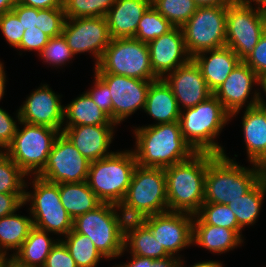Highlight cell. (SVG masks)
I'll use <instances>...</instances> for the list:
<instances>
[{
	"label": "cell",
	"mask_w": 266,
	"mask_h": 267,
	"mask_svg": "<svg viewBox=\"0 0 266 267\" xmlns=\"http://www.w3.org/2000/svg\"><path fill=\"white\" fill-rule=\"evenodd\" d=\"M137 165L166 168L190 159L196 152L182 136L178 121L135 129Z\"/></svg>",
	"instance_id": "1"
},
{
	"label": "cell",
	"mask_w": 266,
	"mask_h": 267,
	"mask_svg": "<svg viewBox=\"0 0 266 267\" xmlns=\"http://www.w3.org/2000/svg\"><path fill=\"white\" fill-rule=\"evenodd\" d=\"M253 167L255 169L242 167L229 159L225 153H209L204 182V203L229 205L245 195L266 175L265 168L256 164H253Z\"/></svg>",
	"instance_id": "2"
},
{
	"label": "cell",
	"mask_w": 266,
	"mask_h": 267,
	"mask_svg": "<svg viewBox=\"0 0 266 267\" xmlns=\"http://www.w3.org/2000/svg\"><path fill=\"white\" fill-rule=\"evenodd\" d=\"M209 153H195L190 159L164 168L168 211L195 215L204 203V182Z\"/></svg>",
	"instance_id": "3"
},
{
	"label": "cell",
	"mask_w": 266,
	"mask_h": 267,
	"mask_svg": "<svg viewBox=\"0 0 266 267\" xmlns=\"http://www.w3.org/2000/svg\"><path fill=\"white\" fill-rule=\"evenodd\" d=\"M180 111L179 124L182 136L196 153L224 154L214 139L230 120V113L211 95L195 107Z\"/></svg>",
	"instance_id": "4"
},
{
	"label": "cell",
	"mask_w": 266,
	"mask_h": 267,
	"mask_svg": "<svg viewBox=\"0 0 266 267\" xmlns=\"http://www.w3.org/2000/svg\"><path fill=\"white\" fill-rule=\"evenodd\" d=\"M119 208L126 220H140L146 216L168 212L164 168L137 165Z\"/></svg>",
	"instance_id": "5"
},
{
	"label": "cell",
	"mask_w": 266,
	"mask_h": 267,
	"mask_svg": "<svg viewBox=\"0 0 266 267\" xmlns=\"http://www.w3.org/2000/svg\"><path fill=\"white\" fill-rule=\"evenodd\" d=\"M137 166L133 151L115 152L90 163L87 183L102 203L120 205Z\"/></svg>",
	"instance_id": "6"
},
{
	"label": "cell",
	"mask_w": 266,
	"mask_h": 267,
	"mask_svg": "<svg viewBox=\"0 0 266 267\" xmlns=\"http://www.w3.org/2000/svg\"><path fill=\"white\" fill-rule=\"evenodd\" d=\"M119 205L101 203L94 210L76 217L73 230L88 236L104 258L122 255L126 219L119 216Z\"/></svg>",
	"instance_id": "7"
},
{
	"label": "cell",
	"mask_w": 266,
	"mask_h": 267,
	"mask_svg": "<svg viewBox=\"0 0 266 267\" xmlns=\"http://www.w3.org/2000/svg\"><path fill=\"white\" fill-rule=\"evenodd\" d=\"M95 73H113L140 80L160 79L151 67L147 43L135 38L111 39L95 66Z\"/></svg>",
	"instance_id": "8"
},
{
	"label": "cell",
	"mask_w": 266,
	"mask_h": 267,
	"mask_svg": "<svg viewBox=\"0 0 266 267\" xmlns=\"http://www.w3.org/2000/svg\"><path fill=\"white\" fill-rule=\"evenodd\" d=\"M19 122L24 128H17L5 153L26 176L30 173H34L35 176L44 168L54 142L61 132L47 126Z\"/></svg>",
	"instance_id": "9"
},
{
	"label": "cell",
	"mask_w": 266,
	"mask_h": 267,
	"mask_svg": "<svg viewBox=\"0 0 266 267\" xmlns=\"http://www.w3.org/2000/svg\"><path fill=\"white\" fill-rule=\"evenodd\" d=\"M227 6L198 7L181 27L187 52L197 54L226 45Z\"/></svg>",
	"instance_id": "10"
},
{
	"label": "cell",
	"mask_w": 266,
	"mask_h": 267,
	"mask_svg": "<svg viewBox=\"0 0 266 267\" xmlns=\"http://www.w3.org/2000/svg\"><path fill=\"white\" fill-rule=\"evenodd\" d=\"M32 183L34 194L25 192L24 204L32 201L30 212L33 226L66 236L73 229V219L61 203L59 184L50 183L36 175Z\"/></svg>",
	"instance_id": "11"
},
{
	"label": "cell",
	"mask_w": 266,
	"mask_h": 267,
	"mask_svg": "<svg viewBox=\"0 0 266 267\" xmlns=\"http://www.w3.org/2000/svg\"><path fill=\"white\" fill-rule=\"evenodd\" d=\"M264 15L244 0H232L227 5L226 45L243 61L265 32Z\"/></svg>",
	"instance_id": "12"
},
{
	"label": "cell",
	"mask_w": 266,
	"mask_h": 267,
	"mask_svg": "<svg viewBox=\"0 0 266 267\" xmlns=\"http://www.w3.org/2000/svg\"><path fill=\"white\" fill-rule=\"evenodd\" d=\"M90 161L60 133L48 155L44 168L36 175L50 183H79L87 181Z\"/></svg>",
	"instance_id": "13"
},
{
	"label": "cell",
	"mask_w": 266,
	"mask_h": 267,
	"mask_svg": "<svg viewBox=\"0 0 266 267\" xmlns=\"http://www.w3.org/2000/svg\"><path fill=\"white\" fill-rule=\"evenodd\" d=\"M62 35L74 55L84 52L95 55V66L111 41L105 16L66 18Z\"/></svg>",
	"instance_id": "14"
},
{
	"label": "cell",
	"mask_w": 266,
	"mask_h": 267,
	"mask_svg": "<svg viewBox=\"0 0 266 267\" xmlns=\"http://www.w3.org/2000/svg\"><path fill=\"white\" fill-rule=\"evenodd\" d=\"M95 74L108 86L111 93L112 121L115 124H120L139 108L144 110L152 80H140L113 73Z\"/></svg>",
	"instance_id": "15"
},
{
	"label": "cell",
	"mask_w": 266,
	"mask_h": 267,
	"mask_svg": "<svg viewBox=\"0 0 266 267\" xmlns=\"http://www.w3.org/2000/svg\"><path fill=\"white\" fill-rule=\"evenodd\" d=\"M194 215L184 212H165L140 219L169 255L190 246Z\"/></svg>",
	"instance_id": "16"
},
{
	"label": "cell",
	"mask_w": 266,
	"mask_h": 267,
	"mask_svg": "<svg viewBox=\"0 0 266 267\" xmlns=\"http://www.w3.org/2000/svg\"><path fill=\"white\" fill-rule=\"evenodd\" d=\"M18 121L57 129L62 133L64 124V106L60 96L56 95L48 85L35 90L26 99L17 113Z\"/></svg>",
	"instance_id": "17"
},
{
	"label": "cell",
	"mask_w": 266,
	"mask_h": 267,
	"mask_svg": "<svg viewBox=\"0 0 266 267\" xmlns=\"http://www.w3.org/2000/svg\"><path fill=\"white\" fill-rule=\"evenodd\" d=\"M147 45L151 67L159 78H163L164 74L176 70L192 59L187 52L181 27H173L167 33L148 42Z\"/></svg>",
	"instance_id": "18"
},
{
	"label": "cell",
	"mask_w": 266,
	"mask_h": 267,
	"mask_svg": "<svg viewBox=\"0 0 266 267\" xmlns=\"http://www.w3.org/2000/svg\"><path fill=\"white\" fill-rule=\"evenodd\" d=\"M167 76L164 75L162 79L173 91L180 111V103L185 109L192 108L213 95L200 68L192 59Z\"/></svg>",
	"instance_id": "19"
},
{
	"label": "cell",
	"mask_w": 266,
	"mask_h": 267,
	"mask_svg": "<svg viewBox=\"0 0 266 267\" xmlns=\"http://www.w3.org/2000/svg\"><path fill=\"white\" fill-rule=\"evenodd\" d=\"M112 125H80L62 128V133L90 162L110 156L107 152L113 139Z\"/></svg>",
	"instance_id": "20"
},
{
	"label": "cell",
	"mask_w": 266,
	"mask_h": 267,
	"mask_svg": "<svg viewBox=\"0 0 266 267\" xmlns=\"http://www.w3.org/2000/svg\"><path fill=\"white\" fill-rule=\"evenodd\" d=\"M255 82L259 84V77L244 61H241L213 95L230 113V117H233L245 105Z\"/></svg>",
	"instance_id": "21"
},
{
	"label": "cell",
	"mask_w": 266,
	"mask_h": 267,
	"mask_svg": "<svg viewBox=\"0 0 266 267\" xmlns=\"http://www.w3.org/2000/svg\"><path fill=\"white\" fill-rule=\"evenodd\" d=\"M259 93L247 105L242 125L249 161L266 169V109L259 104Z\"/></svg>",
	"instance_id": "22"
},
{
	"label": "cell",
	"mask_w": 266,
	"mask_h": 267,
	"mask_svg": "<svg viewBox=\"0 0 266 267\" xmlns=\"http://www.w3.org/2000/svg\"><path fill=\"white\" fill-rule=\"evenodd\" d=\"M151 0H116L106 14L111 39L134 38L138 23Z\"/></svg>",
	"instance_id": "23"
},
{
	"label": "cell",
	"mask_w": 266,
	"mask_h": 267,
	"mask_svg": "<svg viewBox=\"0 0 266 267\" xmlns=\"http://www.w3.org/2000/svg\"><path fill=\"white\" fill-rule=\"evenodd\" d=\"M209 53V57L206 54ZM200 68L209 89L214 92L229 76L232 70L242 61L229 47L204 51L192 58Z\"/></svg>",
	"instance_id": "24"
},
{
	"label": "cell",
	"mask_w": 266,
	"mask_h": 267,
	"mask_svg": "<svg viewBox=\"0 0 266 267\" xmlns=\"http://www.w3.org/2000/svg\"><path fill=\"white\" fill-rule=\"evenodd\" d=\"M144 111L156 119L157 124L179 121L180 109L177 100L162 78L150 84Z\"/></svg>",
	"instance_id": "25"
},
{
	"label": "cell",
	"mask_w": 266,
	"mask_h": 267,
	"mask_svg": "<svg viewBox=\"0 0 266 267\" xmlns=\"http://www.w3.org/2000/svg\"><path fill=\"white\" fill-rule=\"evenodd\" d=\"M130 245L132 255L162 259L169 254L158 240L154 238L151 230L141 220H127L124 228V249Z\"/></svg>",
	"instance_id": "26"
},
{
	"label": "cell",
	"mask_w": 266,
	"mask_h": 267,
	"mask_svg": "<svg viewBox=\"0 0 266 267\" xmlns=\"http://www.w3.org/2000/svg\"><path fill=\"white\" fill-rule=\"evenodd\" d=\"M242 238L234 229L193 223L192 243L202 246L213 253H223L241 244Z\"/></svg>",
	"instance_id": "27"
},
{
	"label": "cell",
	"mask_w": 266,
	"mask_h": 267,
	"mask_svg": "<svg viewBox=\"0 0 266 267\" xmlns=\"http://www.w3.org/2000/svg\"><path fill=\"white\" fill-rule=\"evenodd\" d=\"M48 237L47 231L33 226L28 237L11 258L26 267H43L47 256L57 243Z\"/></svg>",
	"instance_id": "28"
},
{
	"label": "cell",
	"mask_w": 266,
	"mask_h": 267,
	"mask_svg": "<svg viewBox=\"0 0 266 267\" xmlns=\"http://www.w3.org/2000/svg\"><path fill=\"white\" fill-rule=\"evenodd\" d=\"M59 194L62 205L73 220L94 210L102 203L88 186L87 181L59 183Z\"/></svg>",
	"instance_id": "29"
},
{
	"label": "cell",
	"mask_w": 266,
	"mask_h": 267,
	"mask_svg": "<svg viewBox=\"0 0 266 267\" xmlns=\"http://www.w3.org/2000/svg\"><path fill=\"white\" fill-rule=\"evenodd\" d=\"M66 117V118H65ZM65 127L80 125H113L111 118L94 103L87 93L77 97L64 107Z\"/></svg>",
	"instance_id": "30"
},
{
	"label": "cell",
	"mask_w": 266,
	"mask_h": 267,
	"mask_svg": "<svg viewBox=\"0 0 266 267\" xmlns=\"http://www.w3.org/2000/svg\"><path fill=\"white\" fill-rule=\"evenodd\" d=\"M32 227L33 221L30 217L20 216L14 213L1 217L0 256L6 257V251L9 248L11 250H18L28 237L29 231Z\"/></svg>",
	"instance_id": "31"
},
{
	"label": "cell",
	"mask_w": 266,
	"mask_h": 267,
	"mask_svg": "<svg viewBox=\"0 0 266 267\" xmlns=\"http://www.w3.org/2000/svg\"><path fill=\"white\" fill-rule=\"evenodd\" d=\"M266 193V175L245 195L229 204L241 229L254 224Z\"/></svg>",
	"instance_id": "32"
},
{
	"label": "cell",
	"mask_w": 266,
	"mask_h": 267,
	"mask_svg": "<svg viewBox=\"0 0 266 267\" xmlns=\"http://www.w3.org/2000/svg\"><path fill=\"white\" fill-rule=\"evenodd\" d=\"M65 238L67 239L61 241L67 247L77 267H96L100 258H104L88 236L72 229Z\"/></svg>",
	"instance_id": "33"
},
{
	"label": "cell",
	"mask_w": 266,
	"mask_h": 267,
	"mask_svg": "<svg viewBox=\"0 0 266 267\" xmlns=\"http://www.w3.org/2000/svg\"><path fill=\"white\" fill-rule=\"evenodd\" d=\"M194 219L193 223H206L208 225L234 229L239 234L241 233L236 216L229 205L203 203L199 211L194 215Z\"/></svg>",
	"instance_id": "34"
},
{
	"label": "cell",
	"mask_w": 266,
	"mask_h": 267,
	"mask_svg": "<svg viewBox=\"0 0 266 267\" xmlns=\"http://www.w3.org/2000/svg\"><path fill=\"white\" fill-rule=\"evenodd\" d=\"M154 8L174 27H182L195 13L194 0H151Z\"/></svg>",
	"instance_id": "35"
},
{
	"label": "cell",
	"mask_w": 266,
	"mask_h": 267,
	"mask_svg": "<svg viewBox=\"0 0 266 267\" xmlns=\"http://www.w3.org/2000/svg\"><path fill=\"white\" fill-rule=\"evenodd\" d=\"M174 26L151 5L141 17L135 39L148 43L167 33Z\"/></svg>",
	"instance_id": "36"
},
{
	"label": "cell",
	"mask_w": 266,
	"mask_h": 267,
	"mask_svg": "<svg viewBox=\"0 0 266 267\" xmlns=\"http://www.w3.org/2000/svg\"><path fill=\"white\" fill-rule=\"evenodd\" d=\"M116 0H63L66 18L106 16Z\"/></svg>",
	"instance_id": "37"
},
{
	"label": "cell",
	"mask_w": 266,
	"mask_h": 267,
	"mask_svg": "<svg viewBox=\"0 0 266 267\" xmlns=\"http://www.w3.org/2000/svg\"><path fill=\"white\" fill-rule=\"evenodd\" d=\"M25 175L5 152H0V193H25Z\"/></svg>",
	"instance_id": "38"
},
{
	"label": "cell",
	"mask_w": 266,
	"mask_h": 267,
	"mask_svg": "<svg viewBox=\"0 0 266 267\" xmlns=\"http://www.w3.org/2000/svg\"><path fill=\"white\" fill-rule=\"evenodd\" d=\"M66 15L63 7L38 9L37 25L50 38L62 34Z\"/></svg>",
	"instance_id": "39"
},
{
	"label": "cell",
	"mask_w": 266,
	"mask_h": 267,
	"mask_svg": "<svg viewBox=\"0 0 266 267\" xmlns=\"http://www.w3.org/2000/svg\"><path fill=\"white\" fill-rule=\"evenodd\" d=\"M42 59L52 65H64L74 54L64 36L61 34L49 39L44 49L39 53Z\"/></svg>",
	"instance_id": "40"
},
{
	"label": "cell",
	"mask_w": 266,
	"mask_h": 267,
	"mask_svg": "<svg viewBox=\"0 0 266 267\" xmlns=\"http://www.w3.org/2000/svg\"><path fill=\"white\" fill-rule=\"evenodd\" d=\"M0 30L11 46L17 47L23 37L25 29L13 11L0 16Z\"/></svg>",
	"instance_id": "41"
},
{
	"label": "cell",
	"mask_w": 266,
	"mask_h": 267,
	"mask_svg": "<svg viewBox=\"0 0 266 267\" xmlns=\"http://www.w3.org/2000/svg\"><path fill=\"white\" fill-rule=\"evenodd\" d=\"M95 86L91 91L86 93L94 103L105 112L112 120V99L108 86L95 74Z\"/></svg>",
	"instance_id": "42"
},
{
	"label": "cell",
	"mask_w": 266,
	"mask_h": 267,
	"mask_svg": "<svg viewBox=\"0 0 266 267\" xmlns=\"http://www.w3.org/2000/svg\"><path fill=\"white\" fill-rule=\"evenodd\" d=\"M243 61L258 77L266 73V30L257 45Z\"/></svg>",
	"instance_id": "43"
},
{
	"label": "cell",
	"mask_w": 266,
	"mask_h": 267,
	"mask_svg": "<svg viewBox=\"0 0 266 267\" xmlns=\"http://www.w3.org/2000/svg\"><path fill=\"white\" fill-rule=\"evenodd\" d=\"M49 39L50 37L41 31L39 27L34 26L24 31L22 40L17 48L29 51L37 50L40 53Z\"/></svg>",
	"instance_id": "44"
},
{
	"label": "cell",
	"mask_w": 266,
	"mask_h": 267,
	"mask_svg": "<svg viewBox=\"0 0 266 267\" xmlns=\"http://www.w3.org/2000/svg\"><path fill=\"white\" fill-rule=\"evenodd\" d=\"M43 267H77L65 244L58 240L47 256Z\"/></svg>",
	"instance_id": "45"
},
{
	"label": "cell",
	"mask_w": 266,
	"mask_h": 267,
	"mask_svg": "<svg viewBox=\"0 0 266 267\" xmlns=\"http://www.w3.org/2000/svg\"><path fill=\"white\" fill-rule=\"evenodd\" d=\"M180 258L175 259V256L169 255L162 259H153L132 255V261L117 267H179Z\"/></svg>",
	"instance_id": "46"
},
{
	"label": "cell",
	"mask_w": 266,
	"mask_h": 267,
	"mask_svg": "<svg viewBox=\"0 0 266 267\" xmlns=\"http://www.w3.org/2000/svg\"><path fill=\"white\" fill-rule=\"evenodd\" d=\"M16 122L11 118V116L4 110L0 108V147L4 150L12 142L14 135L17 131ZM1 151V149H0Z\"/></svg>",
	"instance_id": "47"
},
{
	"label": "cell",
	"mask_w": 266,
	"mask_h": 267,
	"mask_svg": "<svg viewBox=\"0 0 266 267\" xmlns=\"http://www.w3.org/2000/svg\"><path fill=\"white\" fill-rule=\"evenodd\" d=\"M25 193H0V218L13 214L24 205Z\"/></svg>",
	"instance_id": "48"
},
{
	"label": "cell",
	"mask_w": 266,
	"mask_h": 267,
	"mask_svg": "<svg viewBox=\"0 0 266 267\" xmlns=\"http://www.w3.org/2000/svg\"><path fill=\"white\" fill-rule=\"evenodd\" d=\"M12 11L17 15L25 30L37 25L38 8L17 3Z\"/></svg>",
	"instance_id": "49"
},
{
	"label": "cell",
	"mask_w": 266,
	"mask_h": 267,
	"mask_svg": "<svg viewBox=\"0 0 266 267\" xmlns=\"http://www.w3.org/2000/svg\"><path fill=\"white\" fill-rule=\"evenodd\" d=\"M17 3L38 9L63 7V0H17Z\"/></svg>",
	"instance_id": "50"
},
{
	"label": "cell",
	"mask_w": 266,
	"mask_h": 267,
	"mask_svg": "<svg viewBox=\"0 0 266 267\" xmlns=\"http://www.w3.org/2000/svg\"><path fill=\"white\" fill-rule=\"evenodd\" d=\"M198 7L227 6L232 0H194Z\"/></svg>",
	"instance_id": "51"
},
{
	"label": "cell",
	"mask_w": 266,
	"mask_h": 267,
	"mask_svg": "<svg viewBox=\"0 0 266 267\" xmlns=\"http://www.w3.org/2000/svg\"><path fill=\"white\" fill-rule=\"evenodd\" d=\"M17 5V0H0V16L6 12L12 11Z\"/></svg>",
	"instance_id": "52"
},
{
	"label": "cell",
	"mask_w": 266,
	"mask_h": 267,
	"mask_svg": "<svg viewBox=\"0 0 266 267\" xmlns=\"http://www.w3.org/2000/svg\"><path fill=\"white\" fill-rule=\"evenodd\" d=\"M181 261L182 260L179 261V267H183ZM191 267H222V264L217 261H204V262L196 263L195 265Z\"/></svg>",
	"instance_id": "53"
},
{
	"label": "cell",
	"mask_w": 266,
	"mask_h": 267,
	"mask_svg": "<svg viewBox=\"0 0 266 267\" xmlns=\"http://www.w3.org/2000/svg\"><path fill=\"white\" fill-rule=\"evenodd\" d=\"M3 64L0 62V100L4 96V89H5V79L6 75L4 73V67L2 66Z\"/></svg>",
	"instance_id": "54"
},
{
	"label": "cell",
	"mask_w": 266,
	"mask_h": 267,
	"mask_svg": "<svg viewBox=\"0 0 266 267\" xmlns=\"http://www.w3.org/2000/svg\"><path fill=\"white\" fill-rule=\"evenodd\" d=\"M248 5L251 6V2H255V4H258V10L262 13L266 10V0H244Z\"/></svg>",
	"instance_id": "55"
},
{
	"label": "cell",
	"mask_w": 266,
	"mask_h": 267,
	"mask_svg": "<svg viewBox=\"0 0 266 267\" xmlns=\"http://www.w3.org/2000/svg\"><path fill=\"white\" fill-rule=\"evenodd\" d=\"M259 85L262 86L264 92L266 93V73L259 77ZM264 99L259 96V104L260 105H266Z\"/></svg>",
	"instance_id": "56"
},
{
	"label": "cell",
	"mask_w": 266,
	"mask_h": 267,
	"mask_svg": "<svg viewBox=\"0 0 266 267\" xmlns=\"http://www.w3.org/2000/svg\"><path fill=\"white\" fill-rule=\"evenodd\" d=\"M3 267H26V266L20 265L12 258L7 259V257H4Z\"/></svg>",
	"instance_id": "57"
},
{
	"label": "cell",
	"mask_w": 266,
	"mask_h": 267,
	"mask_svg": "<svg viewBox=\"0 0 266 267\" xmlns=\"http://www.w3.org/2000/svg\"><path fill=\"white\" fill-rule=\"evenodd\" d=\"M3 261H4V257L0 256V267H3Z\"/></svg>",
	"instance_id": "58"
},
{
	"label": "cell",
	"mask_w": 266,
	"mask_h": 267,
	"mask_svg": "<svg viewBox=\"0 0 266 267\" xmlns=\"http://www.w3.org/2000/svg\"><path fill=\"white\" fill-rule=\"evenodd\" d=\"M264 19H265V27H266V10L263 12Z\"/></svg>",
	"instance_id": "59"
}]
</instances>
